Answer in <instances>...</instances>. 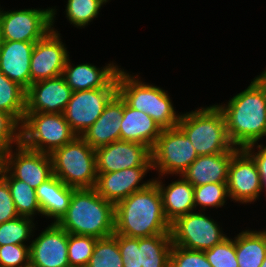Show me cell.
Segmentation results:
<instances>
[{
	"mask_svg": "<svg viewBox=\"0 0 266 267\" xmlns=\"http://www.w3.org/2000/svg\"><path fill=\"white\" fill-rule=\"evenodd\" d=\"M180 177L181 179L173 181L166 187L158 178L153 181L159 189L164 214L170 223L174 222L178 217L195 210L194 186L182 175Z\"/></svg>",
	"mask_w": 266,
	"mask_h": 267,
	"instance_id": "obj_23",
	"label": "cell"
},
{
	"mask_svg": "<svg viewBox=\"0 0 266 267\" xmlns=\"http://www.w3.org/2000/svg\"><path fill=\"white\" fill-rule=\"evenodd\" d=\"M3 41L4 40H3L2 31H1V27H0V48H1Z\"/></svg>",
	"mask_w": 266,
	"mask_h": 267,
	"instance_id": "obj_43",
	"label": "cell"
},
{
	"mask_svg": "<svg viewBox=\"0 0 266 267\" xmlns=\"http://www.w3.org/2000/svg\"><path fill=\"white\" fill-rule=\"evenodd\" d=\"M53 174L65 185L75 188H94L97 181L95 149L76 136L51 154Z\"/></svg>",
	"mask_w": 266,
	"mask_h": 267,
	"instance_id": "obj_6",
	"label": "cell"
},
{
	"mask_svg": "<svg viewBox=\"0 0 266 267\" xmlns=\"http://www.w3.org/2000/svg\"><path fill=\"white\" fill-rule=\"evenodd\" d=\"M18 216L7 182L0 176V224Z\"/></svg>",
	"mask_w": 266,
	"mask_h": 267,
	"instance_id": "obj_40",
	"label": "cell"
},
{
	"mask_svg": "<svg viewBox=\"0 0 266 267\" xmlns=\"http://www.w3.org/2000/svg\"><path fill=\"white\" fill-rule=\"evenodd\" d=\"M152 167H132L121 171L97 174L95 189L106 201L114 205L136 191L147 188L154 179L140 182Z\"/></svg>",
	"mask_w": 266,
	"mask_h": 267,
	"instance_id": "obj_18",
	"label": "cell"
},
{
	"mask_svg": "<svg viewBox=\"0 0 266 267\" xmlns=\"http://www.w3.org/2000/svg\"><path fill=\"white\" fill-rule=\"evenodd\" d=\"M151 155L152 168L158 171L160 179L165 174L182 175L198 157L189 138L178 126L162 129Z\"/></svg>",
	"mask_w": 266,
	"mask_h": 267,
	"instance_id": "obj_8",
	"label": "cell"
},
{
	"mask_svg": "<svg viewBox=\"0 0 266 267\" xmlns=\"http://www.w3.org/2000/svg\"><path fill=\"white\" fill-rule=\"evenodd\" d=\"M114 233L132 238L171 234V223L154 182L115 204Z\"/></svg>",
	"mask_w": 266,
	"mask_h": 267,
	"instance_id": "obj_1",
	"label": "cell"
},
{
	"mask_svg": "<svg viewBox=\"0 0 266 267\" xmlns=\"http://www.w3.org/2000/svg\"><path fill=\"white\" fill-rule=\"evenodd\" d=\"M233 239L227 237L212 248L204 250L206 258L212 267H238L235 237Z\"/></svg>",
	"mask_w": 266,
	"mask_h": 267,
	"instance_id": "obj_35",
	"label": "cell"
},
{
	"mask_svg": "<svg viewBox=\"0 0 266 267\" xmlns=\"http://www.w3.org/2000/svg\"><path fill=\"white\" fill-rule=\"evenodd\" d=\"M30 246V267H70L69 233L57 223H50Z\"/></svg>",
	"mask_w": 266,
	"mask_h": 267,
	"instance_id": "obj_16",
	"label": "cell"
},
{
	"mask_svg": "<svg viewBox=\"0 0 266 267\" xmlns=\"http://www.w3.org/2000/svg\"><path fill=\"white\" fill-rule=\"evenodd\" d=\"M124 69L117 73V93L133 109L148 114L161 129L178 125L181 114H177L172 100L165 90L144 83Z\"/></svg>",
	"mask_w": 266,
	"mask_h": 267,
	"instance_id": "obj_5",
	"label": "cell"
},
{
	"mask_svg": "<svg viewBox=\"0 0 266 267\" xmlns=\"http://www.w3.org/2000/svg\"><path fill=\"white\" fill-rule=\"evenodd\" d=\"M117 239L112 235L97 239L86 267H123Z\"/></svg>",
	"mask_w": 266,
	"mask_h": 267,
	"instance_id": "obj_30",
	"label": "cell"
},
{
	"mask_svg": "<svg viewBox=\"0 0 266 267\" xmlns=\"http://www.w3.org/2000/svg\"><path fill=\"white\" fill-rule=\"evenodd\" d=\"M260 267H266V258L264 259L263 263L261 264Z\"/></svg>",
	"mask_w": 266,
	"mask_h": 267,
	"instance_id": "obj_45",
	"label": "cell"
},
{
	"mask_svg": "<svg viewBox=\"0 0 266 267\" xmlns=\"http://www.w3.org/2000/svg\"><path fill=\"white\" fill-rule=\"evenodd\" d=\"M76 136L63 113L25 112L21 143L31 150L51 154Z\"/></svg>",
	"mask_w": 266,
	"mask_h": 267,
	"instance_id": "obj_7",
	"label": "cell"
},
{
	"mask_svg": "<svg viewBox=\"0 0 266 267\" xmlns=\"http://www.w3.org/2000/svg\"><path fill=\"white\" fill-rule=\"evenodd\" d=\"M72 93L62 75L32 83L26 90L25 112L63 113Z\"/></svg>",
	"mask_w": 266,
	"mask_h": 267,
	"instance_id": "obj_17",
	"label": "cell"
},
{
	"mask_svg": "<svg viewBox=\"0 0 266 267\" xmlns=\"http://www.w3.org/2000/svg\"><path fill=\"white\" fill-rule=\"evenodd\" d=\"M97 239L91 236L68 235V262L70 267H86Z\"/></svg>",
	"mask_w": 266,
	"mask_h": 267,
	"instance_id": "obj_34",
	"label": "cell"
},
{
	"mask_svg": "<svg viewBox=\"0 0 266 267\" xmlns=\"http://www.w3.org/2000/svg\"><path fill=\"white\" fill-rule=\"evenodd\" d=\"M109 0H68L66 17L74 27H85L98 16L101 6Z\"/></svg>",
	"mask_w": 266,
	"mask_h": 267,
	"instance_id": "obj_31",
	"label": "cell"
},
{
	"mask_svg": "<svg viewBox=\"0 0 266 267\" xmlns=\"http://www.w3.org/2000/svg\"><path fill=\"white\" fill-rule=\"evenodd\" d=\"M119 251L122 256L123 267H142L139 249V238L127 237L114 233Z\"/></svg>",
	"mask_w": 266,
	"mask_h": 267,
	"instance_id": "obj_39",
	"label": "cell"
},
{
	"mask_svg": "<svg viewBox=\"0 0 266 267\" xmlns=\"http://www.w3.org/2000/svg\"><path fill=\"white\" fill-rule=\"evenodd\" d=\"M26 90L0 71V111L11 114L20 124L25 117Z\"/></svg>",
	"mask_w": 266,
	"mask_h": 267,
	"instance_id": "obj_29",
	"label": "cell"
},
{
	"mask_svg": "<svg viewBox=\"0 0 266 267\" xmlns=\"http://www.w3.org/2000/svg\"><path fill=\"white\" fill-rule=\"evenodd\" d=\"M60 37L52 27L43 39L35 42L30 61L31 84L62 75L69 54Z\"/></svg>",
	"mask_w": 266,
	"mask_h": 267,
	"instance_id": "obj_15",
	"label": "cell"
},
{
	"mask_svg": "<svg viewBox=\"0 0 266 267\" xmlns=\"http://www.w3.org/2000/svg\"><path fill=\"white\" fill-rule=\"evenodd\" d=\"M41 215L57 223L66 213L74 188L65 185L54 174L35 189Z\"/></svg>",
	"mask_w": 266,
	"mask_h": 267,
	"instance_id": "obj_25",
	"label": "cell"
},
{
	"mask_svg": "<svg viewBox=\"0 0 266 267\" xmlns=\"http://www.w3.org/2000/svg\"><path fill=\"white\" fill-rule=\"evenodd\" d=\"M3 166V156L0 154V172Z\"/></svg>",
	"mask_w": 266,
	"mask_h": 267,
	"instance_id": "obj_44",
	"label": "cell"
},
{
	"mask_svg": "<svg viewBox=\"0 0 266 267\" xmlns=\"http://www.w3.org/2000/svg\"><path fill=\"white\" fill-rule=\"evenodd\" d=\"M216 105L223 112L229 139L235 147L244 149L266 136V90L256 78L227 105Z\"/></svg>",
	"mask_w": 266,
	"mask_h": 267,
	"instance_id": "obj_2",
	"label": "cell"
},
{
	"mask_svg": "<svg viewBox=\"0 0 266 267\" xmlns=\"http://www.w3.org/2000/svg\"><path fill=\"white\" fill-rule=\"evenodd\" d=\"M35 42L6 41L0 48V71L27 90L31 86L30 61Z\"/></svg>",
	"mask_w": 266,
	"mask_h": 267,
	"instance_id": "obj_20",
	"label": "cell"
},
{
	"mask_svg": "<svg viewBox=\"0 0 266 267\" xmlns=\"http://www.w3.org/2000/svg\"><path fill=\"white\" fill-rule=\"evenodd\" d=\"M170 267H212L204 251L189 250L172 244Z\"/></svg>",
	"mask_w": 266,
	"mask_h": 267,
	"instance_id": "obj_37",
	"label": "cell"
},
{
	"mask_svg": "<svg viewBox=\"0 0 266 267\" xmlns=\"http://www.w3.org/2000/svg\"><path fill=\"white\" fill-rule=\"evenodd\" d=\"M115 205L95 188L75 189L69 207L57 224L70 234L96 239L114 234Z\"/></svg>",
	"mask_w": 266,
	"mask_h": 267,
	"instance_id": "obj_3",
	"label": "cell"
},
{
	"mask_svg": "<svg viewBox=\"0 0 266 267\" xmlns=\"http://www.w3.org/2000/svg\"><path fill=\"white\" fill-rule=\"evenodd\" d=\"M95 162L97 174L152 167L151 149L141 143L119 140L96 148Z\"/></svg>",
	"mask_w": 266,
	"mask_h": 267,
	"instance_id": "obj_14",
	"label": "cell"
},
{
	"mask_svg": "<svg viewBox=\"0 0 266 267\" xmlns=\"http://www.w3.org/2000/svg\"><path fill=\"white\" fill-rule=\"evenodd\" d=\"M34 219L18 216L0 224V246L6 244H25L35 230ZM25 241V242H24Z\"/></svg>",
	"mask_w": 266,
	"mask_h": 267,
	"instance_id": "obj_32",
	"label": "cell"
},
{
	"mask_svg": "<svg viewBox=\"0 0 266 267\" xmlns=\"http://www.w3.org/2000/svg\"><path fill=\"white\" fill-rule=\"evenodd\" d=\"M257 145V147H256ZM254 147L257 148V152H254ZM255 160L260 177L261 182L266 189V146L258 143L251 144L244 148Z\"/></svg>",
	"mask_w": 266,
	"mask_h": 267,
	"instance_id": "obj_41",
	"label": "cell"
},
{
	"mask_svg": "<svg viewBox=\"0 0 266 267\" xmlns=\"http://www.w3.org/2000/svg\"><path fill=\"white\" fill-rule=\"evenodd\" d=\"M142 267H170L171 234L139 238Z\"/></svg>",
	"mask_w": 266,
	"mask_h": 267,
	"instance_id": "obj_27",
	"label": "cell"
},
{
	"mask_svg": "<svg viewBox=\"0 0 266 267\" xmlns=\"http://www.w3.org/2000/svg\"><path fill=\"white\" fill-rule=\"evenodd\" d=\"M236 152L198 156L182 176L192 185L227 183L229 164Z\"/></svg>",
	"mask_w": 266,
	"mask_h": 267,
	"instance_id": "obj_22",
	"label": "cell"
},
{
	"mask_svg": "<svg viewBox=\"0 0 266 267\" xmlns=\"http://www.w3.org/2000/svg\"><path fill=\"white\" fill-rule=\"evenodd\" d=\"M238 267H260L266 258L265 231H242L235 237Z\"/></svg>",
	"mask_w": 266,
	"mask_h": 267,
	"instance_id": "obj_26",
	"label": "cell"
},
{
	"mask_svg": "<svg viewBox=\"0 0 266 267\" xmlns=\"http://www.w3.org/2000/svg\"><path fill=\"white\" fill-rule=\"evenodd\" d=\"M227 190L231 201L255 202L265 190L253 157L240 148L232 157L228 169Z\"/></svg>",
	"mask_w": 266,
	"mask_h": 267,
	"instance_id": "obj_13",
	"label": "cell"
},
{
	"mask_svg": "<svg viewBox=\"0 0 266 267\" xmlns=\"http://www.w3.org/2000/svg\"><path fill=\"white\" fill-rule=\"evenodd\" d=\"M255 78L265 87L266 90V69Z\"/></svg>",
	"mask_w": 266,
	"mask_h": 267,
	"instance_id": "obj_42",
	"label": "cell"
},
{
	"mask_svg": "<svg viewBox=\"0 0 266 267\" xmlns=\"http://www.w3.org/2000/svg\"><path fill=\"white\" fill-rule=\"evenodd\" d=\"M124 100L117 93L106 105L101 116L81 136L93 149L120 140Z\"/></svg>",
	"mask_w": 266,
	"mask_h": 267,
	"instance_id": "obj_21",
	"label": "cell"
},
{
	"mask_svg": "<svg viewBox=\"0 0 266 267\" xmlns=\"http://www.w3.org/2000/svg\"><path fill=\"white\" fill-rule=\"evenodd\" d=\"M121 123V141L141 143L151 150L162 131L148 114L131 108L125 101Z\"/></svg>",
	"mask_w": 266,
	"mask_h": 267,
	"instance_id": "obj_24",
	"label": "cell"
},
{
	"mask_svg": "<svg viewBox=\"0 0 266 267\" xmlns=\"http://www.w3.org/2000/svg\"><path fill=\"white\" fill-rule=\"evenodd\" d=\"M189 138L198 156L237 152L228 136L223 112L217 105L181 114L178 125Z\"/></svg>",
	"mask_w": 266,
	"mask_h": 267,
	"instance_id": "obj_4",
	"label": "cell"
},
{
	"mask_svg": "<svg viewBox=\"0 0 266 267\" xmlns=\"http://www.w3.org/2000/svg\"><path fill=\"white\" fill-rule=\"evenodd\" d=\"M117 94V88L74 91L63 112L77 136H82L101 116L106 105Z\"/></svg>",
	"mask_w": 266,
	"mask_h": 267,
	"instance_id": "obj_11",
	"label": "cell"
},
{
	"mask_svg": "<svg viewBox=\"0 0 266 267\" xmlns=\"http://www.w3.org/2000/svg\"><path fill=\"white\" fill-rule=\"evenodd\" d=\"M0 176L7 182L19 216L33 218L36 213L41 214L35 189L14 178L3 166Z\"/></svg>",
	"mask_w": 266,
	"mask_h": 267,
	"instance_id": "obj_28",
	"label": "cell"
},
{
	"mask_svg": "<svg viewBox=\"0 0 266 267\" xmlns=\"http://www.w3.org/2000/svg\"><path fill=\"white\" fill-rule=\"evenodd\" d=\"M0 8L3 40L36 42L43 39L54 25L56 10L22 9L4 11Z\"/></svg>",
	"mask_w": 266,
	"mask_h": 267,
	"instance_id": "obj_9",
	"label": "cell"
},
{
	"mask_svg": "<svg viewBox=\"0 0 266 267\" xmlns=\"http://www.w3.org/2000/svg\"><path fill=\"white\" fill-rule=\"evenodd\" d=\"M228 190L227 183H209L194 187V204L195 210L200 206V210L208 207L219 208L224 206L227 201Z\"/></svg>",
	"mask_w": 266,
	"mask_h": 267,
	"instance_id": "obj_33",
	"label": "cell"
},
{
	"mask_svg": "<svg viewBox=\"0 0 266 267\" xmlns=\"http://www.w3.org/2000/svg\"><path fill=\"white\" fill-rule=\"evenodd\" d=\"M172 244L189 250L204 251L227 238L218 223L205 213L190 212L171 223Z\"/></svg>",
	"mask_w": 266,
	"mask_h": 267,
	"instance_id": "obj_10",
	"label": "cell"
},
{
	"mask_svg": "<svg viewBox=\"0 0 266 267\" xmlns=\"http://www.w3.org/2000/svg\"><path fill=\"white\" fill-rule=\"evenodd\" d=\"M118 67L114 63L101 68L88 63L73 67L68 57L62 76L73 92L98 88H117V73L121 69Z\"/></svg>",
	"mask_w": 266,
	"mask_h": 267,
	"instance_id": "obj_19",
	"label": "cell"
},
{
	"mask_svg": "<svg viewBox=\"0 0 266 267\" xmlns=\"http://www.w3.org/2000/svg\"><path fill=\"white\" fill-rule=\"evenodd\" d=\"M3 156V167L16 179L31 188H38L53 175L50 154L31 150L22 143L15 145Z\"/></svg>",
	"mask_w": 266,
	"mask_h": 267,
	"instance_id": "obj_12",
	"label": "cell"
},
{
	"mask_svg": "<svg viewBox=\"0 0 266 267\" xmlns=\"http://www.w3.org/2000/svg\"><path fill=\"white\" fill-rule=\"evenodd\" d=\"M21 143V124L7 112L0 111V154L4 156L13 144Z\"/></svg>",
	"mask_w": 266,
	"mask_h": 267,
	"instance_id": "obj_36",
	"label": "cell"
},
{
	"mask_svg": "<svg viewBox=\"0 0 266 267\" xmlns=\"http://www.w3.org/2000/svg\"><path fill=\"white\" fill-rule=\"evenodd\" d=\"M0 267H30V246L28 244L0 246Z\"/></svg>",
	"mask_w": 266,
	"mask_h": 267,
	"instance_id": "obj_38",
	"label": "cell"
}]
</instances>
